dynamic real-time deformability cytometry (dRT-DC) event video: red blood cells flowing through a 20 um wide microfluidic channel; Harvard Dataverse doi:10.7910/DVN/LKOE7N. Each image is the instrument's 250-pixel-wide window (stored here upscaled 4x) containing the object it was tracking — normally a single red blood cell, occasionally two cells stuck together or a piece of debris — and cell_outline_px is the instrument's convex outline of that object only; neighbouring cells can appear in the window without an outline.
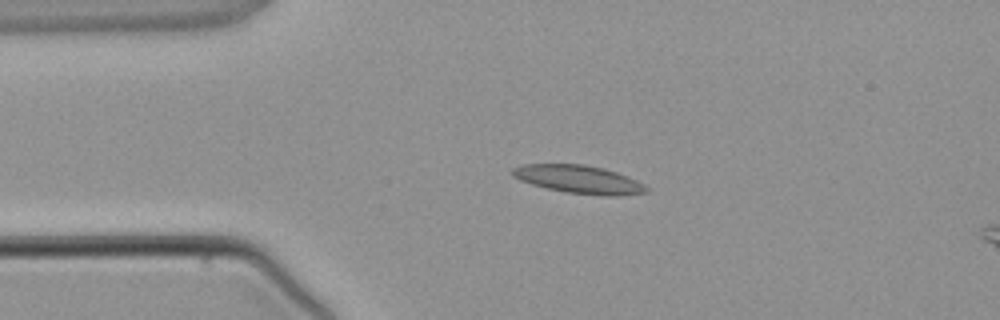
{"species": "common noctule bat (a hibernating species)", "species_latin": "Nyctalus noctula", "temperature_condition": "warm", "stored_images_in_passage": 2, "camera_frame_rate_fps": 3000, "um_per_image_px": 0.085, "animal": {"sex": "male", "body_mass_g": 21.5, "forearm_length_mm": 52.0}, "frame": {"image": 1, "passage_image": 1, "time_ms": 0.0, "image_size_px": [1000, 320], "cell_outline_px": [[648, 192], [616, 196], [600, 196], [564, 192], [532, 184], [520, 180], [512, 176], [508, 172], [512, 168], [524, 164], [584, 164], [604, 168], [616, 172], [636, 180], [644, 184], [648, 188]], "centroid_in_image_um": [49.18, 15.25], "position_along_channel_um": 35.8, "area_um2": 22.08}}
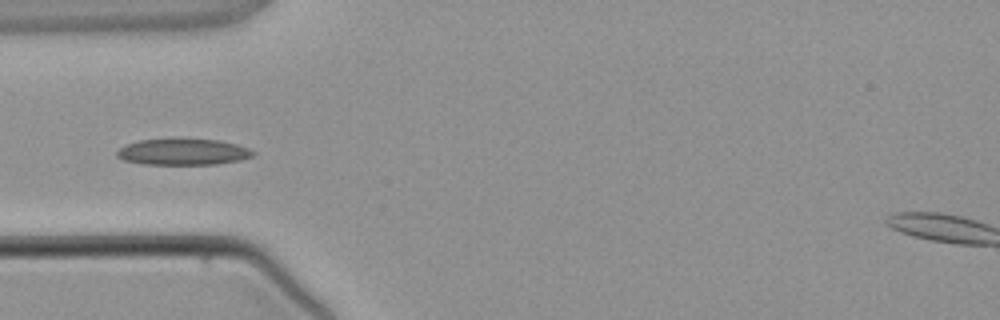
{"frame": {"image": 2, "passage_image": 2, "time_ms": 1.333, "image_size_px": [1000, 320], "cell_outline_px": [[256, 152], [252, 156], [240, 160], [216, 164], [144, 164], [124, 160], [116, 156], [116, 152], [124, 144], [140, 140], [172, 136], [180, 136], [220, 140], [236, 144], [248, 148]], "centroid_in_image_um": [15.53, 12.86], "position_along_channel_um": 69.5, "area_um2": 21.73}}